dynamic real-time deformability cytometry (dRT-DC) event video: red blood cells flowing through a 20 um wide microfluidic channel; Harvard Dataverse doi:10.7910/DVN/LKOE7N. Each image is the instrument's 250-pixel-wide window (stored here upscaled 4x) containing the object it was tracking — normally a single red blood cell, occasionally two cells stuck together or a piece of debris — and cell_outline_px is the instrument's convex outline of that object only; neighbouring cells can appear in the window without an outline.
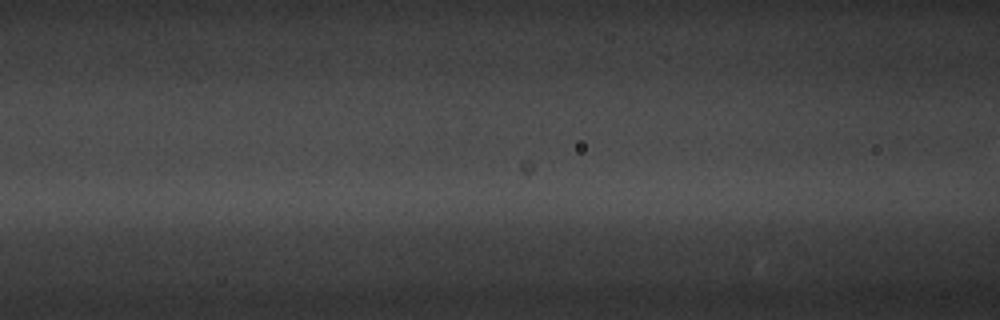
{"species": "common noctule bat (a hibernating species)", "species_latin": "Nyctalus noctula", "temperature_condition": "warm", "stored_images_in_passage": 3, "camera_frame_rate_fps": 3000, "um_per_image_px": 0.085, "animal": {"sex": "male", "body_mass_g": 20.1, "forearm_length_mm": 53.5}, "frame": {"image": 1, "passage_image": 3, "time_ms": 0.667, "image_size_px": [1000, 320], "cell_outline_px": [[824, 240], [812, 252], [748, 256], [724, 244], [724, 240], [740, 236], [768, 232], [816, 236]], "centroid_in_image_um": [65.75, 20.72], "position_along_channel_um": 100.8, "area_um2": 12.37}}